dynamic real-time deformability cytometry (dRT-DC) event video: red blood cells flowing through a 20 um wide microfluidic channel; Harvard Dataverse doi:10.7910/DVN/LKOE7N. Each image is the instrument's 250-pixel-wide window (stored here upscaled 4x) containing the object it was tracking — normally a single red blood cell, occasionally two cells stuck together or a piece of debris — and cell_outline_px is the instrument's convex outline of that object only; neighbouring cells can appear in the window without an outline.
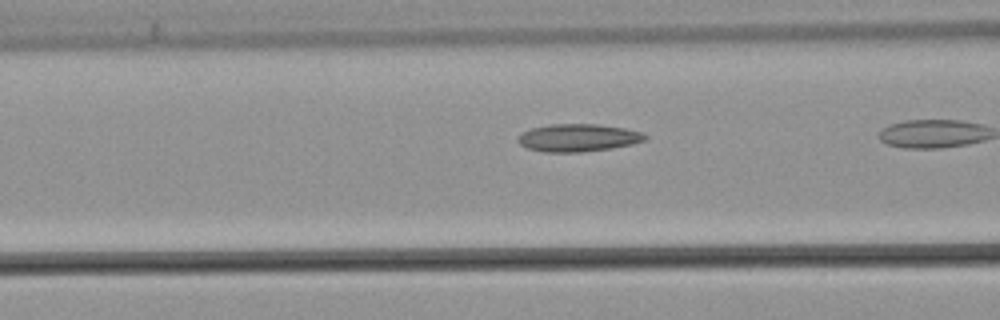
{"species": "common noctule bat (a hibernating species)", "species_latin": "Nyctalus noctula", "temperature_condition": "warm", "stored_images_in_passage": 18, "camera_frame_rate_fps": 3000, "um_per_image_px": 0.085, "animal": {"sex": "male", "body_mass_g": 21.5, "forearm_length_mm": 52.0}, "frame": {"image": 1, "passage_image": 6, "time_ms": 1.667, "image_size_px": [1000, 320], "cell_outline_px": [[648, 136], [644, 140], [632, 144], [612, 148], [580, 152], [544, 152], [528, 148], [520, 144], [516, 140], [524, 132], [532, 128], [552, 124], [596, 124], [624, 128], [644, 132]], "centroid_in_image_um": [49.17, 11.71], "position_along_channel_um": 117.4, "area_um2": 20.35}}